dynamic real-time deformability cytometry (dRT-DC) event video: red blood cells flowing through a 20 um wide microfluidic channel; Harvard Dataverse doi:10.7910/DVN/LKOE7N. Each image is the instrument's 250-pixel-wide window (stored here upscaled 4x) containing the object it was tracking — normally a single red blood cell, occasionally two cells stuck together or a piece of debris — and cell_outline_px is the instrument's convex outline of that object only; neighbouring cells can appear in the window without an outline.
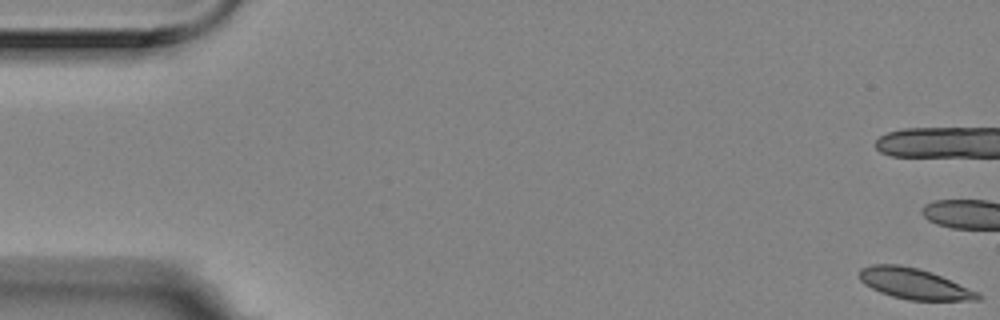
{"species": "Egyptian fruit bat (a non-hibernating species)", "species_latin": "Rousettus aegyptiacus", "temperature_condition": "room temperature", "stored_images_in_passage": 18, "camera_frame_rate_fps": 3000, "um_per_image_px": 0.085, "animal": {"sex": "female"}, "frame": {"image": 1, "passage_image": 1, "time_ms": 0.0, "image_size_px": [1000, 320], "cell_outline_px": [[980, 300], [908, 300], [892, 296], [880, 292], [864, 284], [860, 280], [860, 268], [872, 264], [900, 264], [932, 272], [980, 292]], "centroid_in_image_um": [77.71, 24.11], "position_along_channel_um": 7.3, "area_um2": 21.21}}